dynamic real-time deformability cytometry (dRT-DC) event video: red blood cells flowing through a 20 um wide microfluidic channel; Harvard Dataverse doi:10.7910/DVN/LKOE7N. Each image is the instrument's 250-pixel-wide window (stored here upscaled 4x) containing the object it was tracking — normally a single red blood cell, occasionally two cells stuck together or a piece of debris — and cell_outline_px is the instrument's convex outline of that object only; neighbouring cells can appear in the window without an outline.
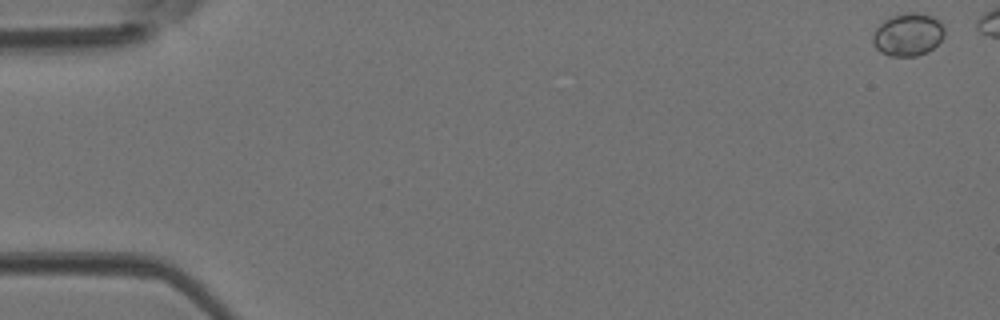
{"species": "Egyptian fruit bat (a non-hibernating species)", "species_latin": "Rousettus aegyptiacus", "temperature_condition": "room temperature", "stored_images_in_passage": 40, "camera_frame_rate_fps": 3000, "um_per_image_px": 0.085, "animal": {"sex": "female"}, "frame": {"image": 1, "passage_image": 1, "time_ms": 0.0, "image_size_px": [1000, 320], "cell_outline_px": [[944, 36], [928, 52], [916, 56], [888, 56], [880, 52], [872, 44], [872, 32], [888, 16], [904, 12], [920, 12], [932, 16], [940, 20], [944, 24]], "centroid_in_image_um": [77.16, 2.92], "position_along_channel_um": 7.8, "area_um2": 18.32}}
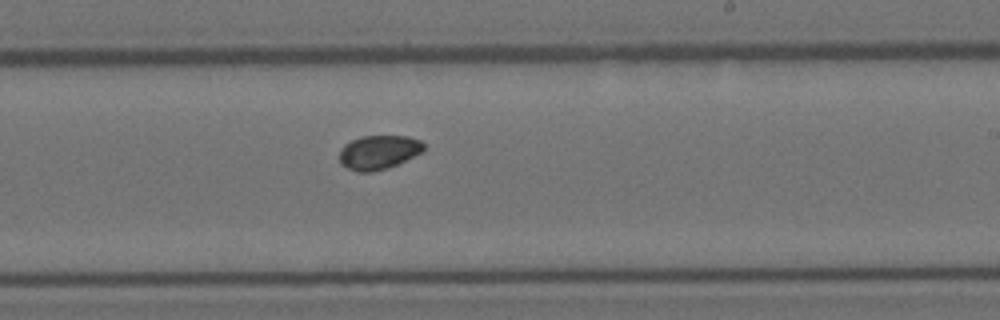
{"frame": {"image": 2, "passage_image": 28, "time_ms": 9.0, "image_size_px": [1000, 320], "cell_outline_px": [[424, 148], [420, 152], [388, 168], [372, 172], [356, 172], [340, 164], [340, 148], [344, 144], [352, 140], [364, 136], [408, 136], [420, 140], [424, 144]], "centroid_in_image_um": [32.14, 12.94], "position_along_channel_um": 256.9, "area_um2": 16.59}}
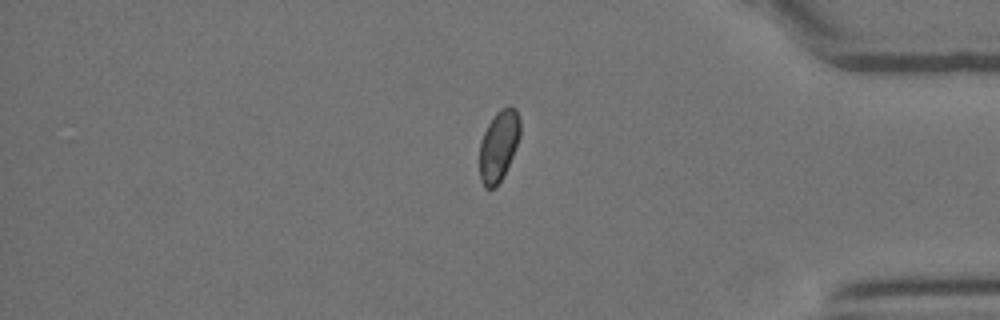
{"frame": {"image": 3, "passage_image": 39, "time_ms": 12.667, "image_size_px": [1000, 320], "cell_outline_px": [[520, 136], [504, 176], [492, 188], [484, 188], [480, 180], [480, 144], [484, 132], [488, 124], [496, 112], [500, 108], [508, 104], [516, 108], [520, 120]], "centroid_in_image_um": [42.4, 12.34], "position_along_channel_um": 392.8, "area_um2": 16.76}}